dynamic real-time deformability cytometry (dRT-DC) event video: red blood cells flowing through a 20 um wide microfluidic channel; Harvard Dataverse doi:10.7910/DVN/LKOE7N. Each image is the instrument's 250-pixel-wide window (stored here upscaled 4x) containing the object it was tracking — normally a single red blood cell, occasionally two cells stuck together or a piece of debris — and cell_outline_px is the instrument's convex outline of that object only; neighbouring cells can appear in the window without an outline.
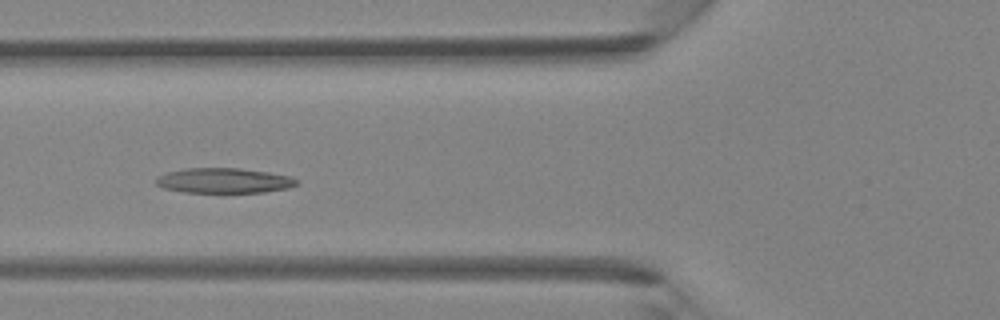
{"species": "Egyptian fruit bat (a non-hibernating species)", "species_latin": "Rousettus aegyptiacus", "temperature_condition": "room temperature", "stored_images_in_passage": 40, "camera_frame_rate_fps": 3000, "um_per_image_px": 0.085, "animal": {"sex": "female"}, "frame": {"image": 1, "passage_image": 14, "time_ms": 4.333, "image_size_px": [1000, 320], "cell_outline_px": [[300, 184], [288, 188], [264, 192], [184, 192], [164, 188], [156, 184], [156, 176], [168, 172], [184, 168], [240, 168], [268, 172], [288, 176], [300, 180]], "centroid_in_image_um": [19.05, 15.34], "position_along_channel_um": 106.7, "area_um2": 20.58}}
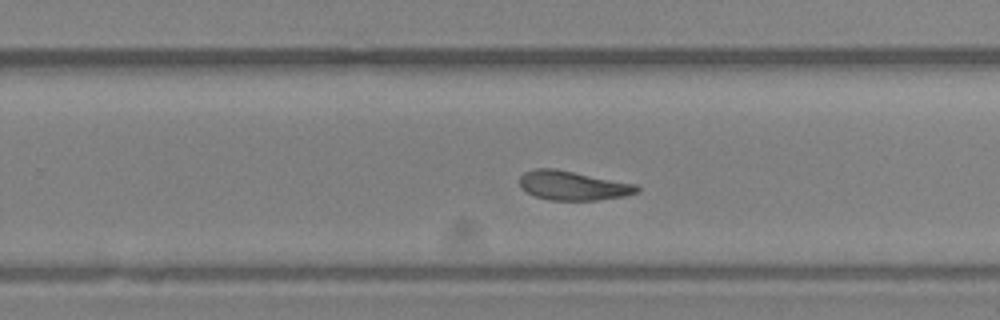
{"frame": {"image": 2, "passage_image": 25, "time_ms": 8.0, "image_size_px": [1000, 320], "cell_outline_px": [[640, 188], [636, 192], [624, 196], [596, 200], [548, 200], [536, 196], [520, 188], [520, 176], [524, 172], [536, 168], [556, 168], [636, 184]], "centroid_in_image_um": [48.67, 15.76], "position_along_channel_um": 281.1, "area_um2": 19.94}}
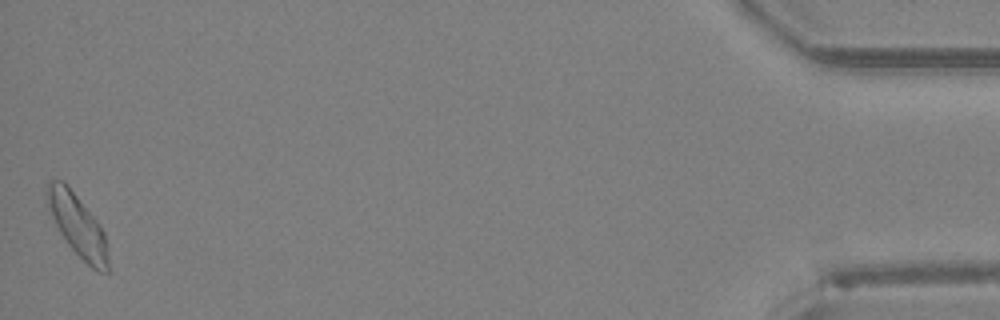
{"frame": {"image": 3, "passage_image": 40, "time_ms": 13.0, "image_size_px": [1000, 320], "cell_outline_px": [[108, 272], [96, 272], [68, 244], [60, 232], [52, 216], [44, 192], [44, 188], [52, 180], [64, 180], [68, 184], [100, 224], [104, 232], [108, 256]], "centroid_in_image_um": [6.59, 19.11], "position_along_channel_um": 428.6, "area_um2": 21.96}}